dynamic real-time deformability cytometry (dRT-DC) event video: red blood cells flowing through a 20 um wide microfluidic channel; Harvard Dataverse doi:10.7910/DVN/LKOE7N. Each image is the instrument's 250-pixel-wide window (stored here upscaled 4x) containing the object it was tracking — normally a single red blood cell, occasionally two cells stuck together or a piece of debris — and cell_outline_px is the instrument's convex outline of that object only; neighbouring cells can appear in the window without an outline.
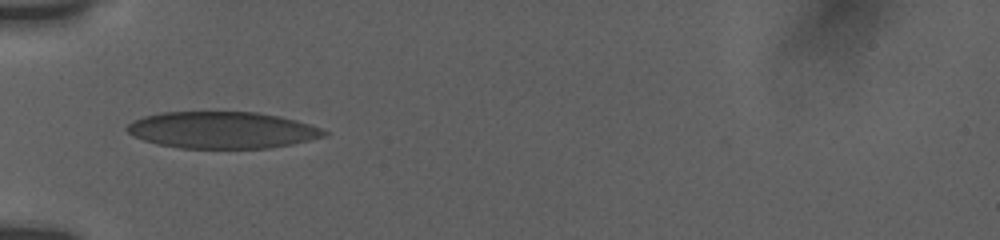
{"species": "human", "species_latin": "Homo sapiens", "temperature_condition": "room temperature", "stored_images_in_passage": 39, "camera_frame_rate_fps": 3000, "um_per_image_px": 0.085, "donor": {"sex": "female"}, "frame": {"image": 1, "passage_image": 1, "time_ms": 0.0, "image_size_px": [1000, 240], "cell_outline_px": [[328, 132], [324, 136], [292, 144], [268, 148], [180, 148], [156, 144], [144, 140], [128, 132], [124, 128], [132, 120], [144, 116], [160, 112], [256, 112], [280, 116], [308, 124], [320, 128]], "centroid_in_image_um": [18.84, 11.05], "position_along_channel_um": 66.2, "area_um2": 42.02}}
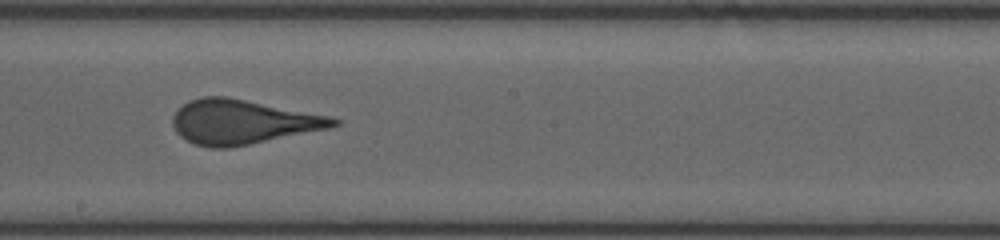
{"frame": {"image": 2, "passage_image": 25, "time_ms": 4.333, "image_size_px": [1000, 240], "cell_outline_px": [[340, 124], [328, 128], [248, 144], [224, 148], [212, 148], [196, 144], [180, 136], [176, 132], [172, 124], [172, 116], [188, 100], [204, 96], [224, 96], [328, 116], [340, 120]], "centroid_in_image_um": [20.55, 10.36], "position_along_channel_um": 227.6, "area_um2": 40.75}}
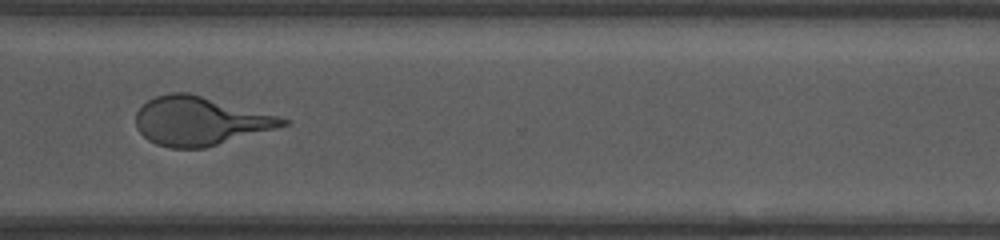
{"frame": {"image": 3, "passage_image": 38, "time_ms": 7.667, "image_size_px": [1000, 240], "cell_outline_px": [[292, 120], [288, 124], [276, 128], [204, 148], [172, 148], [156, 144], [148, 140], [136, 128], [136, 112], [148, 100], [156, 96], [172, 92], [188, 92], [280, 116]], "centroid_in_image_um": [16.99, 10.28], "position_along_channel_um": 353.6, "area_um2": 41.44}}